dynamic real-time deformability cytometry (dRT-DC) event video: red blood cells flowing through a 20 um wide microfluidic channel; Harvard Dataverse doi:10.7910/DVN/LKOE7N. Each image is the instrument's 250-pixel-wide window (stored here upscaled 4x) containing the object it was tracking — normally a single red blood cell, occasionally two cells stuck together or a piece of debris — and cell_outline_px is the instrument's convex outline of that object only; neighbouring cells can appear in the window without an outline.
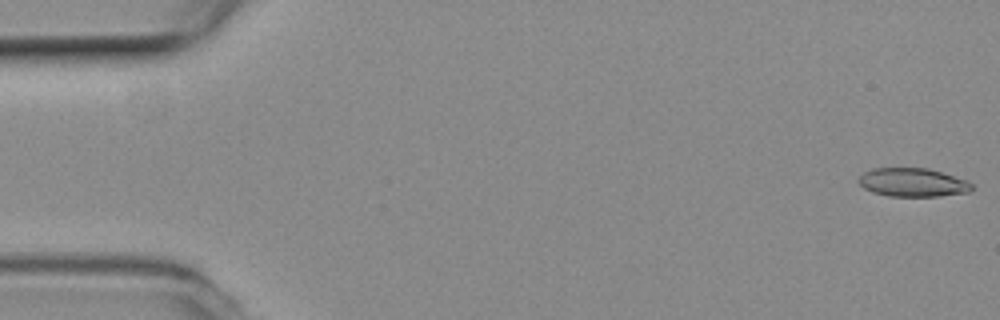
{"species": "common noctule bat (a hibernating species)", "species_latin": "Nyctalus noctula", "temperature_condition": "room temperature", "stored_images_in_passage": 16, "camera_frame_rate_fps": 3000, "um_per_image_px": 0.085, "animal": {"sex": "female", "body_mass_g": 19.3, "forearm_length_mm": 54.1}, "frame": {"image": 1, "passage_image": 1, "time_ms": 0.0, "image_size_px": [1000, 320], "cell_outline_px": [[972, 188], [968, 192], [940, 196], [888, 196], [872, 192], [864, 188], [856, 180], [864, 172], [872, 168], [928, 168], [964, 180], [972, 184]], "centroid_in_image_um": [77.52, 15.51], "position_along_channel_um": 7.5, "area_um2": 18.67}}
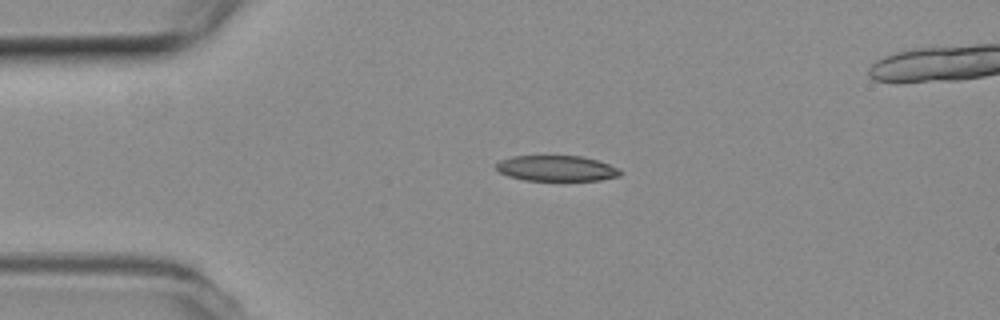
{"frame": {"image": 2, "passage_image": 12, "time_ms": 3.667, "image_size_px": [1000, 320], "cell_outline_px": [[624, 172], [620, 176], [600, 180], [524, 180], [508, 176], [500, 172], [496, 168], [496, 164], [500, 160], [512, 156], [580, 156], [596, 160], [620, 168]], "centroid_in_image_um": [47.33, 14.31], "position_along_channel_um": 37.7, "area_um2": 18.5}}